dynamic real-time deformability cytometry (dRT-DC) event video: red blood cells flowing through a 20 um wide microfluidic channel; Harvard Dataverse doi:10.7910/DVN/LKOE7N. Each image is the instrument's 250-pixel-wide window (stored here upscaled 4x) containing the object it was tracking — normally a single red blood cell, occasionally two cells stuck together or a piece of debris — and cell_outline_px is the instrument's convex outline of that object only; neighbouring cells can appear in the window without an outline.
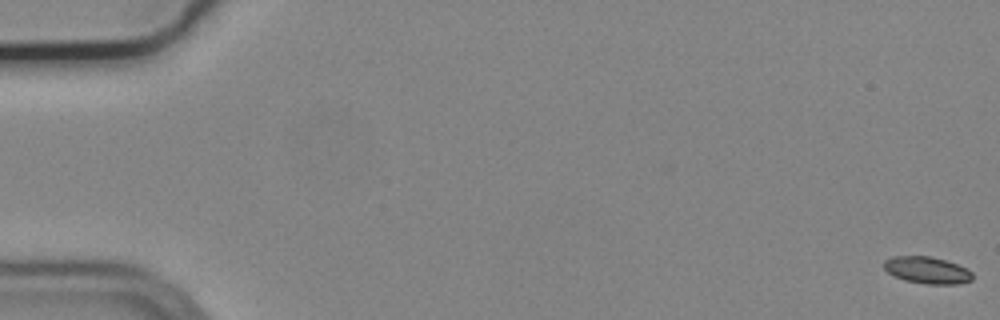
{"species": "common noctule bat (a hibernating species)", "species_latin": "Nyctalus noctula", "temperature_condition": "cold", "stored_images_in_passage": 58, "segment_of_instrument_passage": [1, 2], "camera_frame_rate_fps": 3000, "um_per_image_px": 0.085, "animal": {"sex": "male", "body_mass_g": 19.2, "forearm_length_mm": 51.8}, "frame": {"image": 1, "passage_image": 1, "time_ms": 0.0, "image_size_px": [1000, 320], "cell_outline_px": [[972, 280], [960, 284], [928, 284], [904, 280], [888, 272], [884, 268], [884, 260], [892, 256], [928, 256], [944, 260], [968, 268], [972, 272]], "centroid_in_image_um": [78.82, 22.96], "position_along_channel_um": 6.2, "area_um2": 13.81}}
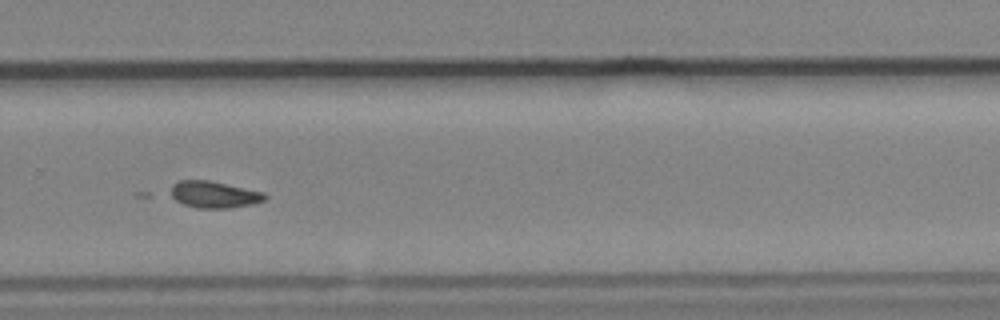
{"frame": {"image": 2, "passage_image": 39, "time_ms": 12.667, "image_size_px": [1000, 320], "cell_outline_px": [[268, 196], [264, 200], [252, 204], [228, 208], [196, 208], [184, 204], [168, 196], [172, 184], [180, 180], [208, 180], [264, 192]], "centroid_in_image_um": [18.15, 16.53], "position_along_channel_um": 311.6, "area_um2": 14.74}}
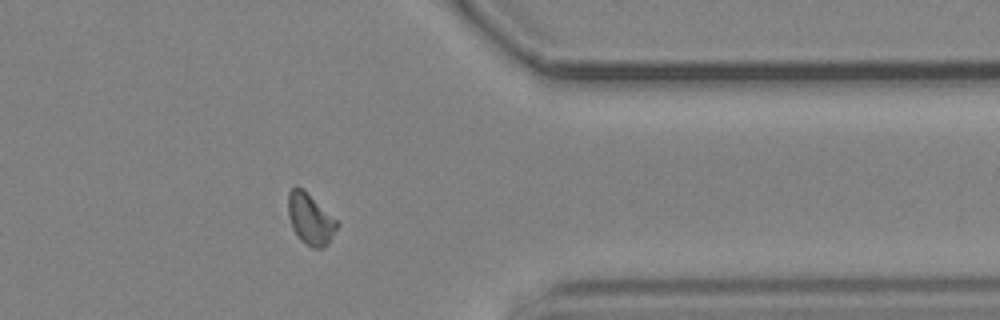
{"frame": {"image": 3, "passage_image": 46, "time_ms": 15.0, "image_size_px": [1000, 320], "cell_outline_px": [[340, 224], [328, 244], [320, 248], [312, 248], [300, 240], [296, 236], [292, 228], [288, 216], [288, 192], [296, 184], [336, 220]], "centroid_in_image_um": [26.35, 18.65], "position_along_channel_um": 385.1, "area_um2": 14.33}}